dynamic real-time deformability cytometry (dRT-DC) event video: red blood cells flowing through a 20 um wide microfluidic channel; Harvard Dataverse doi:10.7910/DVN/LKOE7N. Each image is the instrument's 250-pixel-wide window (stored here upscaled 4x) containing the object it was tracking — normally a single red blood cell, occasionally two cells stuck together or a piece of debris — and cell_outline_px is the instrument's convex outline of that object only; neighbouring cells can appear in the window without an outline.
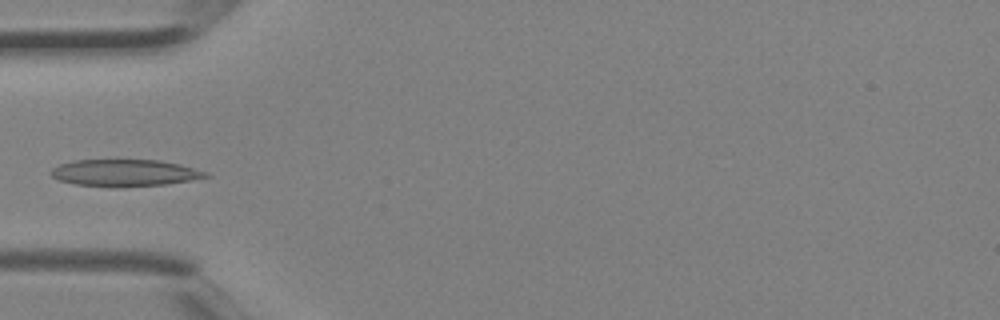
{"species": "Egyptian fruit bat (a non-hibernating species)", "species_latin": "Rousettus aegyptiacus", "temperature_condition": "room temperature", "stored_images_in_passage": 3, "camera_frame_rate_fps": 3000, "um_per_image_px": 0.085, "animal": {"sex": "female"}, "frame": {"image": 1, "passage_image": 3, "time_ms": 0.667, "image_size_px": [1000, 320], "cell_outline_px": [[212, 176], [168, 184], [124, 188], [76, 184], [60, 180], [52, 176], [52, 168], [60, 164], [72, 160], [160, 160], [180, 164], [208, 172]], "centroid_in_image_um": [10.65, 14.7], "position_along_channel_um": 74.3, "area_um2": 24.39}}